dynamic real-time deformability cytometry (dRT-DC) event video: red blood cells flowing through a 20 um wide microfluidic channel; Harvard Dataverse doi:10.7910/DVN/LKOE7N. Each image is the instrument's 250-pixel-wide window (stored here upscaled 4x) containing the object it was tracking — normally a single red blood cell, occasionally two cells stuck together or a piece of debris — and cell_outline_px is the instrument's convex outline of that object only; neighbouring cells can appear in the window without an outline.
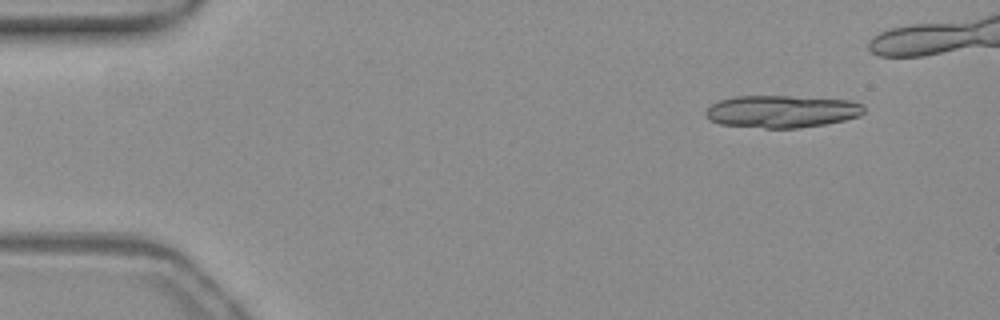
{"species": "common noctule bat (a hibernating species)", "species_latin": "Nyctalus noctula", "temperature_condition": "warm", "stored_images_in_passage": 12, "camera_frame_rate_fps": 3000, "um_per_image_px": 0.085, "animal": {"sex": "female", "body_mass_g": 19.3, "forearm_length_mm": 54.1}, "frame": {"image": 1, "passage_image": 1, "time_ms": 0.0, "image_size_px": [1000, 320], "cell_outline_px": [[864, 112], [860, 116], [844, 120], [824, 124], [796, 128], [764, 128], [720, 124], [708, 120], [704, 112], [712, 104], [720, 100], [732, 96], [788, 96], [848, 100], [860, 104], [864, 108]], "centroid_in_image_um": [66.4, 9.47], "position_along_channel_um": 18.6, "area_um2": 29.77}}